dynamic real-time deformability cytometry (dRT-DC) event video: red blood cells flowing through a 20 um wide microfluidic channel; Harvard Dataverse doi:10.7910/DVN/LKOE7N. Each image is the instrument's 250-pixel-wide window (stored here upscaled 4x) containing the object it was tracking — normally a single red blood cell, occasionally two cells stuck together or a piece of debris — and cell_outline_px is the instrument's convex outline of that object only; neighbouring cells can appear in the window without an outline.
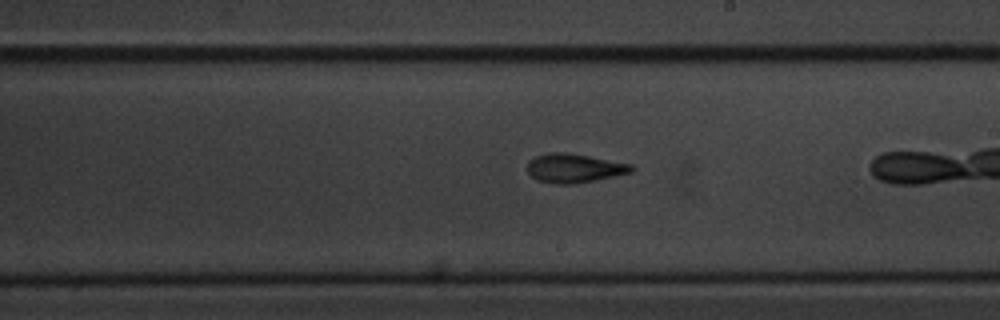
{"species": "common noctule bat (a hibernating species)", "species_latin": "Nyctalus noctula", "temperature_condition": "cold", "stored_images_in_passage": 39, "camera_frame_rate_fps": 3000, "um_per_image_px": 0.085, "animal": {"sex": "male", "body_mass_g": 20.1, "forearm_length_mm": 53.5}, "frame": {"image": 1, "passage_image": 28, "time_ms": 9.0, "image_size_px": [1000, 320], "cell_outline_px": [[636, 168], [632, 172], [576, 184], [552, 184], [536, 180], [528, 172], [528, 160], [536, 156], [548, 152], [568, 152], [632, 164]], "centroid_in_image_um": [48.8, 14.29], "position_along_channel_um": 240.2, "area_um2": 17.74}}